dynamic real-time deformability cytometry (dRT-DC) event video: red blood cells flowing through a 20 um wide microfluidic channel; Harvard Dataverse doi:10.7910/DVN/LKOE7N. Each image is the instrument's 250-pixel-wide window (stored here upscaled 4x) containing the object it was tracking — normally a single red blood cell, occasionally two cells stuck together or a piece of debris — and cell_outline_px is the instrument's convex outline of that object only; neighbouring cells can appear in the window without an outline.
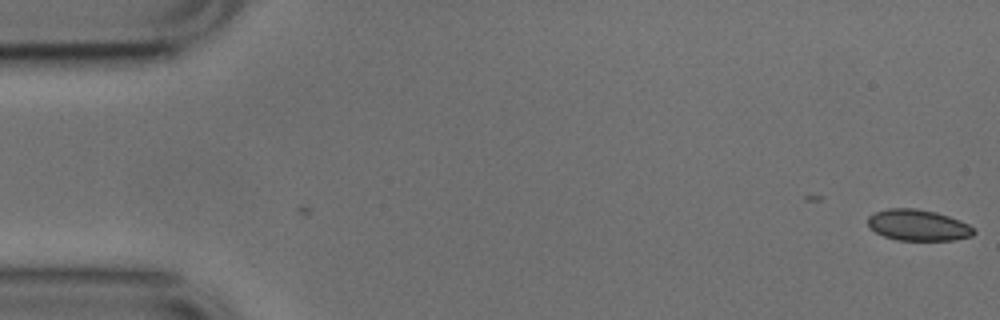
{"species": "common noctule bat (a hibernating species)", "species_latin": "Nyctalus noctula", "temperature_condition": "cold", "stored_images_in_passage": 5, "camera_frame_rate_fps": 3000, "um_per_image_px": 0.085, "animal": {"sex": "male", "body_mass_g": 17.9, "forearm_length_mm": 54.2}, "frame": {"image": 1, "passage_image": 5, "time_ms": 1.333, "image_size_px": [1000, 320], "cell_outline_px": [[976, 232], [972, 236], [952, 240], [896, 240], [884, 236], [876, 232], [868, 224], [868, 216], [876, 212], [888, 208], [916, 208], [936, 212], [960, 220], [968, 224]], "centroid_in_image_um": [78.04, 19.13], "position_along_channel_um": 7.0, "area_um2": 19.13}}